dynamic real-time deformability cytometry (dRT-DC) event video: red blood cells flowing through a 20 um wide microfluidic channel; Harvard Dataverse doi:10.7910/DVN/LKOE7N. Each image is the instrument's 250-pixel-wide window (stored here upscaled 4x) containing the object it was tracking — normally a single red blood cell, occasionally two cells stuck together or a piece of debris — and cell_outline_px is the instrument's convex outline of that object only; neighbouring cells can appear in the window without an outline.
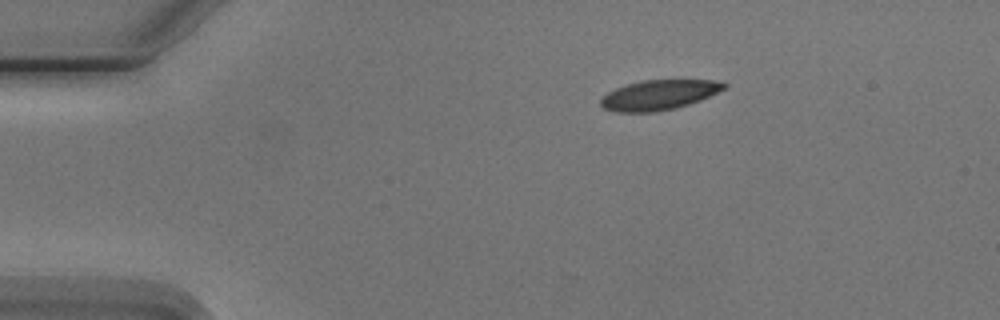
{"species": "Egyptian fruit bat (a non-hibernating species)", "species_latin": "Rousettus aegyptiacus", "temperature_condition": "cold", "stored_images_in_passage": 3, "camera_frame_rate_fps": 3000, "um_per_image_px": 0.085, "animal": {"sex": "male"}, "frame": {"image": 1, "passage_image": 1, "time_ms": 0.0, "image_size_px": [1000, 320], "cell_outline_px": [[728, 84], [724, 88], [700, 100], [676, 108], [656, 112], [616, 112], [604, 108], [600, 104], [600, 100], [608, 92], [616, 88], [628, 84], [644, 80], [712, 80]], "centroid_in_image_um": [55.98, 8.08], "position_along_channel_um": 29.0, "area_um2": 21.21}}